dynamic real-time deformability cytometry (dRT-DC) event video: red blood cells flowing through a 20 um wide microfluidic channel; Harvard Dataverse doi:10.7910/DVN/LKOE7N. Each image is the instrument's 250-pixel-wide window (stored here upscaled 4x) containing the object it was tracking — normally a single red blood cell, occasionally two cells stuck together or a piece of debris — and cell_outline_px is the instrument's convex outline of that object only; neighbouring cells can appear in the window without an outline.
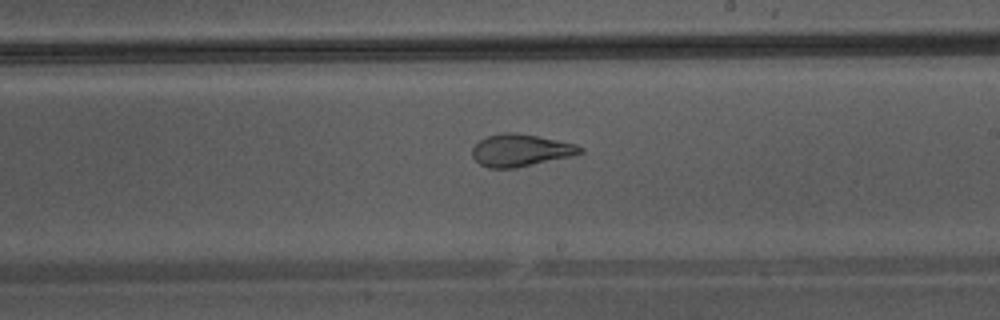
{"species": "Egyptian fruit bat (a non-hibernating species)", "species_latin": "Rousettus aegyptiacus", "temperature_condition": "warm", "stored_images_in_passage": 32, "camera_frame_rate_fps": 3000, "um_per_image_px": 0.085, "animal": {"sex": "male"}, "frame": {"image": 1, "passage_image": 14, "time_ms": 4.333, "image_size_px": [1000, 320], "cell_outline_px": [[584, 152], [572, 156], [516, 168], [488, 168], [480, 164], [472, 156], [472, 148], [480, 140], [488, 136], [504, 132], [516, 132], [576, 144], [584, 148]], "centroid_in_image_um": [44.26, 12.78], "position_along_channel_um": 244.7, "area_um2": 20.23}}